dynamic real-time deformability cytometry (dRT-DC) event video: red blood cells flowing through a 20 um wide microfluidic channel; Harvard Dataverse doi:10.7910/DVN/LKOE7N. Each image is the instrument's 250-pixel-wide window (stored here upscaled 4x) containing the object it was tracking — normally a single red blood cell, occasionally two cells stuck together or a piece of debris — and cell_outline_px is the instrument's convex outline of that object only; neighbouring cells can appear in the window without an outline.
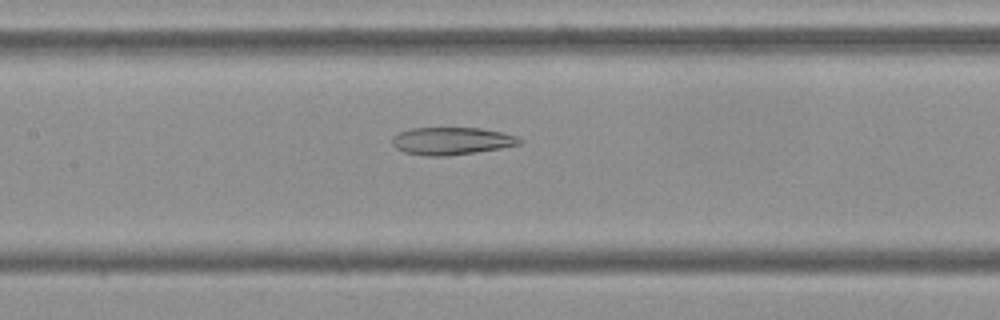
{"species": "Egyptian fruit bat (a non-hibernating species)", "species_latin": "Rousettus aegyptiacus", "temperature_condition": "cold", "stored_images_in_passage": 54, "camera_frame_rate_fps": 3000, "um_per_image_px": 0.085, "frame": {"image": 1, "passage_image": 25, "time_ms": 8.0, "image_size_px": [1000, 320], "cell_outline_px": [[524, 140], [520, 144], [500, 148], [476, 152], [444, 156], [428, 156], [404, 152], [396, 148], [392, 144], [392, 136], [400, 132], [412, 128], [480, 128], [500, 132], [516, 136]], "centroid_in_image_um": [38.37, 11.98], "position_along_channel_um": 169.0, "area_um2": 20.29}}
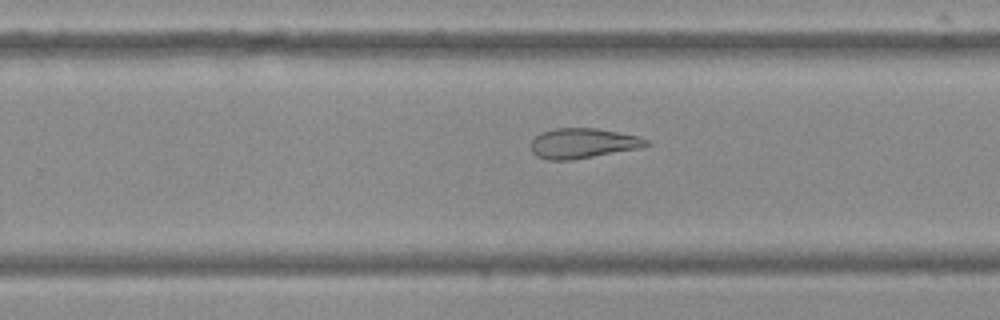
{"frame": {"image": 2, "passage_image": 34, "time_ms": 11.0, "image_size_px": [1000, 320], "cell_outline_px": [[652, 144], [640, 148], [572, 160], [548, 160], [536, 156], [532, 152], [532, 140], [540, 132], [556, 128], [596, 128], [640, 136], [648, 140]], "centroid_in_image_um": [49.56, 12.18], "position_along_channel_um": 280.2, "area_um2": 20.29}}
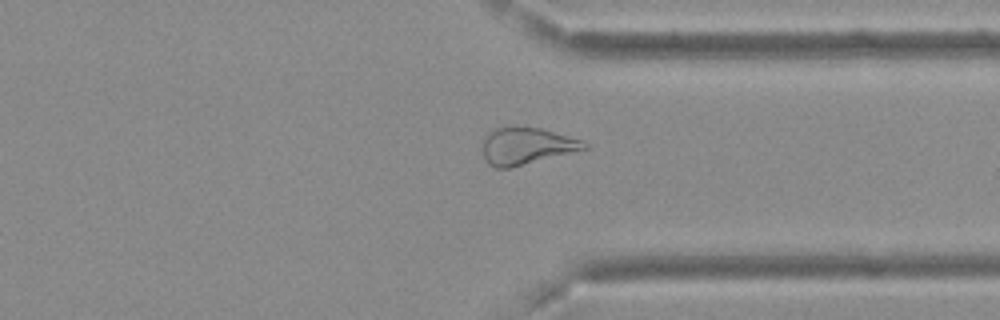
{"frame": {"image": 3, "passage_image": 41, "time_ms": 13.333, "image_size_px": [1000, 320], "cell_outline_px": [[588, 148], [508, 168], [496, 168], [488, 164], [484, 160], [484, 136], [488, 132], [496, 128], [540, 128], [580, 140], [588, 144]], "centroid_in_image_um": [44.71, 12.42], "position_along_channel_um": 366.7, "area_um2": 21.15}, "authors_computed_cell_mechanics": {"area_um2": 25.4898, "velocity_mm_per_s": 3.7139, "shape_relaxation_time_tau1_ms": null, "shape_relaxation_time_tau2_ms": 10.9565, "deformation_change_tau1": null, "deformation_change_tau2": 0.2347}}